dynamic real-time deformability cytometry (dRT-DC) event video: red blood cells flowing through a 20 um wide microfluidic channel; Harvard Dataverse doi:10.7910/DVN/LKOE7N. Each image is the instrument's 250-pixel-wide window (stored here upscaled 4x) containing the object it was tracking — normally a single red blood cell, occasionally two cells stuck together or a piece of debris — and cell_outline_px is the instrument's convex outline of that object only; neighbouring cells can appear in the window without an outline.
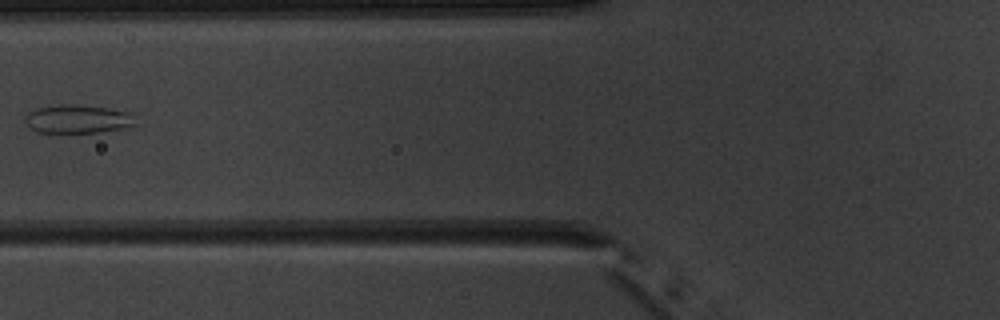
{"species": "common noctule bat (a hibernating species)", "species_latin": "Nyctalus noctula", "temperature_condition": "warm", "stored_images_in_passage": 8, "camera_frame_rate_fps": 3000, "um_per_image_px": 0.085, "animal": {"sex": "male", "body_mass_g": 20.1, "forearm_length_mm": 53.5}, "frame": {"image": 1, "passage_image": 7, "time_ms": 7.0, "image_size_px": [1000, 320], "cell_outline_px": [[136, 124], [124, 128], [100, 132], [36, 132], [28, 128], [24, 120], [24, 116], [28, 112], [36, 108], [60, 104], [76, 104], [108, 108], [128, 112]], "centroid_in_image_um": [6.52, 10.11], "position_along_channel_um": 119.3, "area_um2": 18.32}}